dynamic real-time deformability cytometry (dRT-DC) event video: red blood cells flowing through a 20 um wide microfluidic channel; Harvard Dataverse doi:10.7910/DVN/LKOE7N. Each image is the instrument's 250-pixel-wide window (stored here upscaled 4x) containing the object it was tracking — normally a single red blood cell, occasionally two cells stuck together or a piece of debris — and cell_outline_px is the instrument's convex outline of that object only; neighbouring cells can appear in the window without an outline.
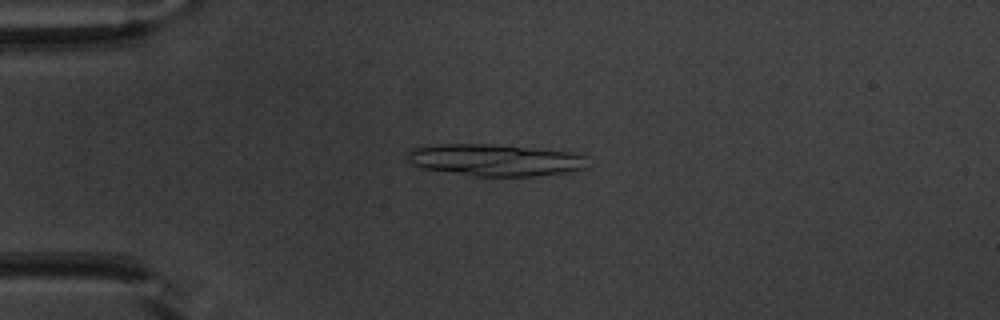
{"species": "common noctule bat (a hibernating species)", "species_latin": "Nyctalus noctula", "temperature_condition": "warm", "stored_images_in_passage": 46, "camera_frame_rate_fps": 3000, "um_per_image_px": 0.085, "animal": {"sex": "male", "body_mass_g": 20.1, "forearm_length_mm": 53.5}, "frame": {"image": 1, "passage_image": 7, "time_ms": 2.0, "image_size_px": [1000, 320], "cell_outline_px": [[588, 168], [564, 172], [536, 176], [472, 176], [424, 168], [412, 164], [408, 160], [408, 152], [412, 148], [436, 144], [496, 144], [572, 152], [584, 156]], "centroid_in_image_um": [42.08, 13.6], "position_along_channel_um": 42.9, "area_um2": 33.41}}